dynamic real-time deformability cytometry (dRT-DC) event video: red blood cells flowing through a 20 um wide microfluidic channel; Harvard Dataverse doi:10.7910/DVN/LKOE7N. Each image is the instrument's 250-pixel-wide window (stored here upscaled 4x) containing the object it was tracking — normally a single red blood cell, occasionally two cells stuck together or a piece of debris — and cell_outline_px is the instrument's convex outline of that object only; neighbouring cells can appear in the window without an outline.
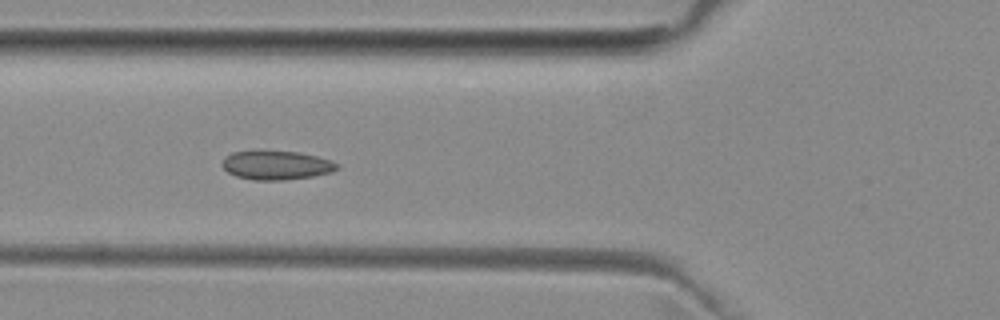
{"species": "common noctule bat (a hibernating species)", "species_latin": "Nyctalus noctula", "temperature_condition": "room temperature", "stored_images_in_passage": 4, "camera_frame_rate_fps": 3000, "um_per_image_px": 0.085, "animal": {"sex": "female", "body_mass_g": 29.2, "forearm_length_mm": 56.3}, "frame": {"image": 1, "passage_image": 3, "time_ms": 2.0, "image_size_px": [1000, 320], "cell_outline_px": [[340, 168], [332, 172], [312, 176], [284, 180], [252, 180], [236, 176], [228, 172], [220, 164], [224, 156], [232, 152], [300, 152], [332, 160], [340, 164]], "centroid_in_image_um": [23.51, 14.06], "position_along_channel_um": 102.3, "area_um2": 19.31}}
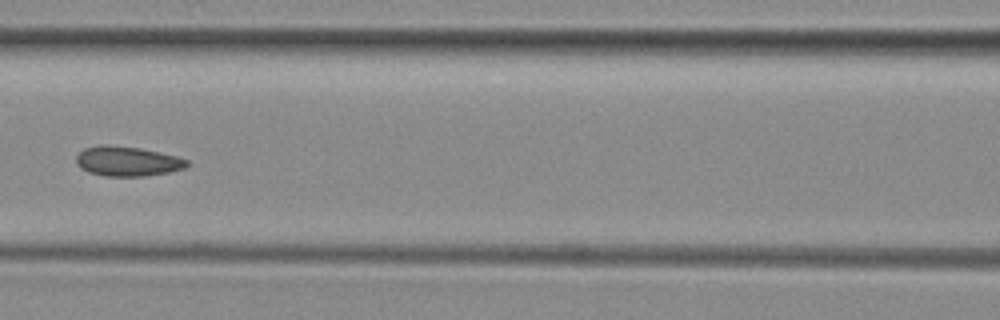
{"frame": {"image": 2, "passage_image": 4, "time_ms": 3.333, "image_size_px": [1000, 320], "cell_outline_px": [[188, 164], [184, 168], [168, 172], [144, 176], [104, 176], [88, 172], [80, 168], [76, 164], [76, 156], [84, 148], [100, 144], [104, 144], [140, 148], [176, 156], [188, 160]], "centroid_in_image_um": [10.78, 13.7], "position_along_channel_um": 155.8, "area_um2": 19.19}}